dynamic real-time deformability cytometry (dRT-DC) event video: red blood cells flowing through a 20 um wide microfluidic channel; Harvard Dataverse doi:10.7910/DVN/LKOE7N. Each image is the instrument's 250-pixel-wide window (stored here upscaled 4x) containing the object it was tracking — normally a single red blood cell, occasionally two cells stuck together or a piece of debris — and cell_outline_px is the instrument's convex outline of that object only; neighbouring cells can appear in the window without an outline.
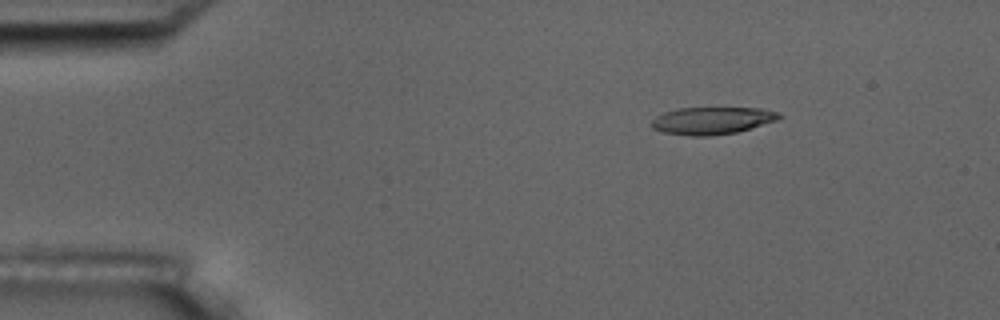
{"species": "common noctule bat (a hibernating species)", "species_latin": "Nyctalus noctula", "temperature_condition": "room temperature", "stored_images_in_passage": 4, "camera_frame_rate_fps": 3000, "um_per_image_px": 0.085, "animal": {"sex": "male", "body_mass_g": 17.5, "forearm_length_mm": 52.3}, "frame": {"image": 1, "passage_image": 2, "time_ms": 1.667, "image_size_px": [1000, 320], "cell_outline_px": [[784, 116], [776, 120], [736, 132], [708, 136], [692, 136], [664, 132], [652, 128], [652, 120], [656, 116], [664, 112], [676, 108], [760, 108], [780, 112]], "centroid_in_image_um": [60.53, 10.24], "position_along_channel_um": 24.5, "area_um2": 20.17}}